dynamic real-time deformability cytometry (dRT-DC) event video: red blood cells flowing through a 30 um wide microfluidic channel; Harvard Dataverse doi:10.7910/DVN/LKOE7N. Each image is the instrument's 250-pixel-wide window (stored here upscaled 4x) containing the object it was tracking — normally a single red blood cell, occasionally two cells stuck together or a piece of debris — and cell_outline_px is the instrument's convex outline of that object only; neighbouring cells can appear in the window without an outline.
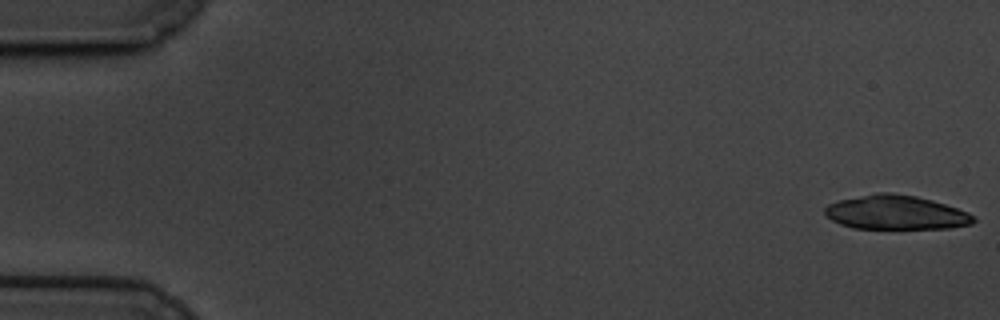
{"species": "common noctule bat (a hibernating species)", "species_latin": "Nyctalus noctula", "temperature_condition": "cold", "stored_images_in_passage": 16, "camera_frame_rate_fps": 3000, "um_per_image_px": 0.085, "animal": {"sex": "male", "body_mass_g": 19.5, "forearm_length_mm": 54.6}, "frame": {"image": 1, "passage_image": 1, "time_ms": 0.0, "image_size_px": [1000, 320], "cell_outline_px": [[976, 220], [972, 224], [948, 228], [852, 228], [840, 224], [824, 216], [824, 208], [828, 204], [840, 200], [876, 192], [892, 192], [916, 196], [932, 200], [968, 212], [976, 216]], "centroid_in_image_um": [76.14, 18.05], "position_along_channel_um": 8.9, "area_um2": 29.65}}